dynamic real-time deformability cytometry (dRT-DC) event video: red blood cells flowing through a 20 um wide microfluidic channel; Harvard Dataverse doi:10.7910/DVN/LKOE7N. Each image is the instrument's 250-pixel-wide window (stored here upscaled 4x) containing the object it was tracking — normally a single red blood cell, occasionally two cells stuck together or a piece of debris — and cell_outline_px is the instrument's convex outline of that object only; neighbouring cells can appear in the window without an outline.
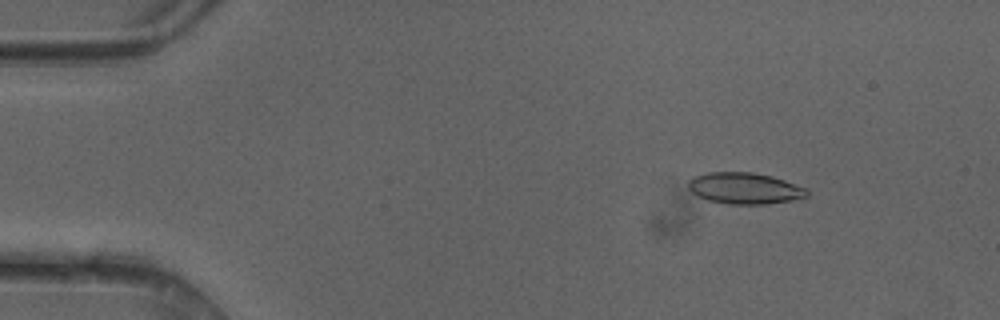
{"species": "common noctule bat (a hibernating species)", "species_latin": "Nyctalus noctula", "temperature_condition": "cold", "stored_images_in_passage": 50, "camera_frame_rate_fps": 3000, "um_per_image_px": 0.085, "animal": {"sex": "female"}, "frame": {"image": 1, "passage_image": 7, "time_ms": 2.0, "image_size_px": [1000, 320], "cell_outline_px": [[808, 196], [792, 200], [764, 204], [728, 204], [708, 200], [696, 196], [688, 188], [688, 180], [692, 176], [708, 172], [752, 172], [772, 176], [808, 188]], "centroid_in_image_um": [63.27, 16.0], "position_along_channel_um": 21.7, "area_um2": 21.85}}
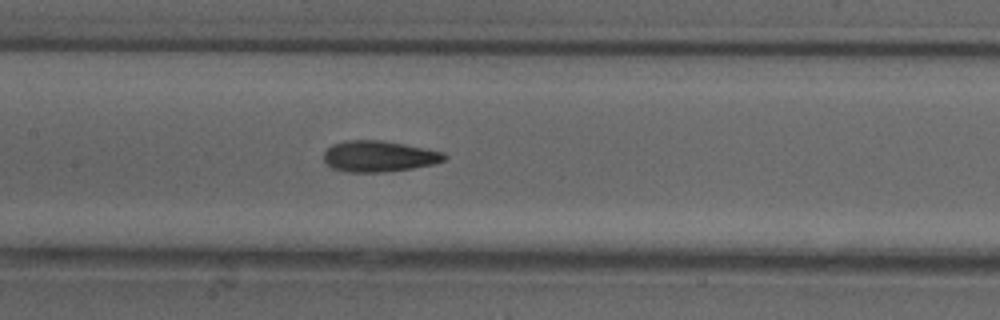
{"frame": {"image": 2, "passage_image": 24, "time_ms": 7.667, "image_size_px": [1000, 320], "cell_outline_px": [[448, 156], [444, 160], [432, 164], [412, 168], [384, 172], [348, 172], [332, 168], [324, 160], [324, 152], [332, 144], [344, 140], [380, 140], [404, 144], [444, 152]], "centroid_in_image_um": [32.19, 13.28], "position_along_channel_um": 175.2, "area_um2": 21.73}}
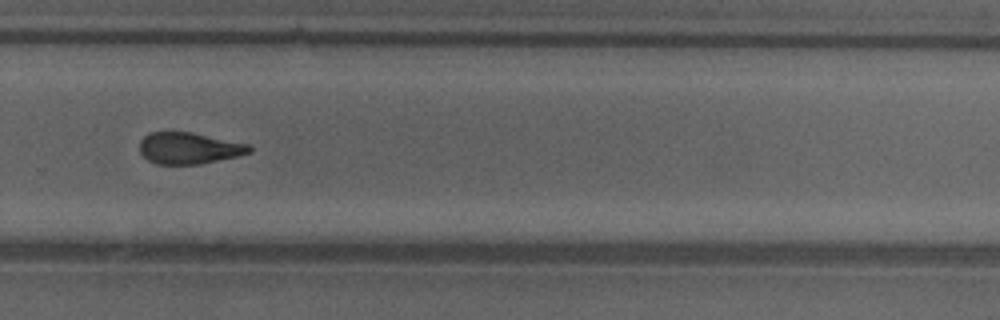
{"frame": {"image": 3, "passage_image": 34, "time_ms": 11.0, "image_size_px": [1000, 320], "cell_outline_px": [[252, 152], [236, 156], [200, 164], [156, 164], [148, 160], [140, 152], [140, 140], [148, 132], [192, 132], [248, 144], [252, 148]], "centroid_in_image_um": [16.04, 12.59], "position_along_channel_um": 313.8, "area_um2": 20.06}, "authors_computed_cell_mechanics": {"area_um2": 21.1837, "velocity_mm_per_s": 4.1915, "shape_relaxation_time_tau1_ms": 7.7425, "shape_relaxation_time_tau2_ms": 3.1605, "deformation_change_tau1": 0.1966, "deformation_change_tau2": 0.1069}}